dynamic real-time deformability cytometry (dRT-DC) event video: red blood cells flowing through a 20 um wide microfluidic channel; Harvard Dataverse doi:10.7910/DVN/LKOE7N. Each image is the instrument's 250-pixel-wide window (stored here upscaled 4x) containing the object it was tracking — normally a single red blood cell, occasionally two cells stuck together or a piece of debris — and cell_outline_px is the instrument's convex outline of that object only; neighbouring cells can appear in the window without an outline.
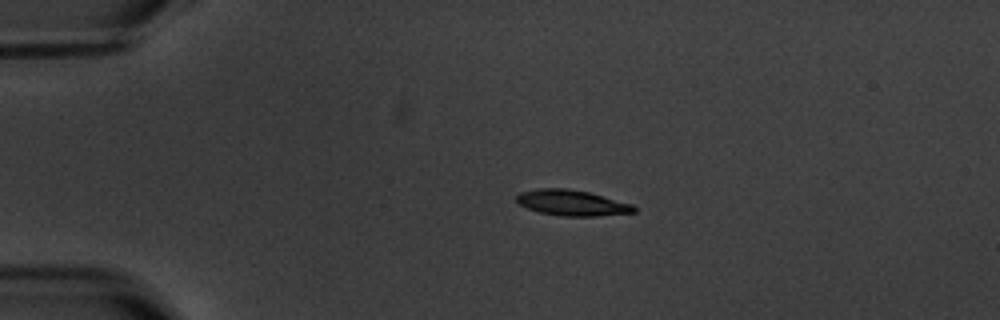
{"species": "common noctule bat (a hibernating species)", "species_latin": "Nyctalus noctula", "temperature_condition": "warm", "stored_images_in_passage": 7, "camera_frame_rate_fps": 3000, "um_per_image_px": 0.085, "animal": {"sex": "male", "body_mass_g": 20.1, "forearm_length_mm": 53.5}, "frame": {"image": 1, "passage_image": 3, "time_ms": 2.333, "image_size_px": [1000, 320], "cell_outline_px": [[636, 212], [596, 216], [560, 216], [540, 212], [528, 208], [520, 204], [516, 200], [516, 196], [520, 192], [540, 188], [564, 188], [588, 192], [632, 204], [636, 208]], "centroid_in_image_um": [48.61, 17.24], "position_along_channel_um": 36.4, "area_um2": 17.4}}
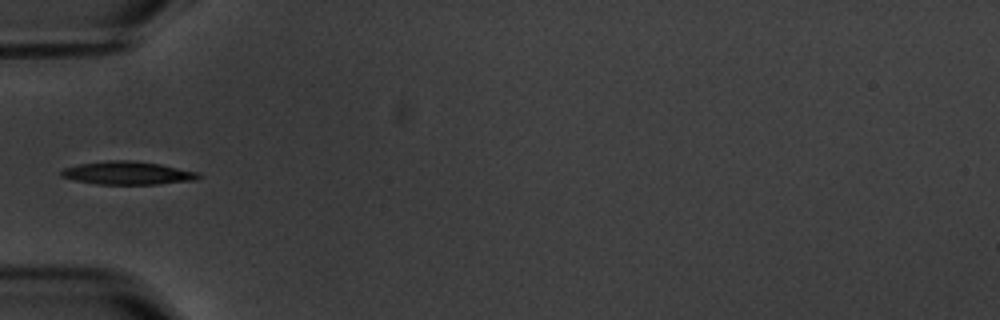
{"frame": {"image": 2, "passage_image": 5, "time_ms": 4.667, "image_size_px": [1000, 320], "cell_outline_px": [[200, 176], [196, 180], [156, 184], [96, 184], [76, 180], [60, 176], [60, 172], [64, 168], [80, 164], [108, 160], [128, 160], [160, 164], [196, 172]], "centroid_in_image_um": [10.81, 14.71], "position_along_channel_um": 74.2, "area_um2": 18.21}}